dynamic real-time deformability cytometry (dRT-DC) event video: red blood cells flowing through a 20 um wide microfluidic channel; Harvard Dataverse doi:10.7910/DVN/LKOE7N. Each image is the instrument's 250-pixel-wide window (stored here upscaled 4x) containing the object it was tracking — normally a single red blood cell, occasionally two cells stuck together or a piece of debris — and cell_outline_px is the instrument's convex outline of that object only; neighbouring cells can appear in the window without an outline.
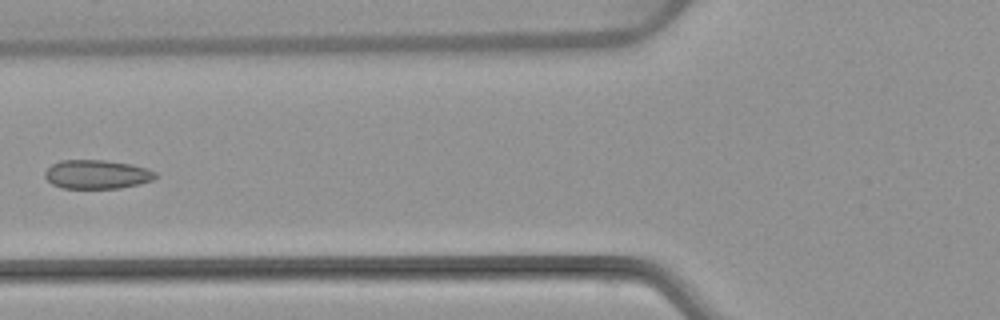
{"species": "common noctule bat (a hibernating species)", "species_latin": "Nyctalus noctula", "temperature_condition": "warm", "stored_images_in_passage": 5, "camera_frame_rate_fps": 3000, "um_per_image_px": 0.085, "animal": {"sex": "female", "body_mass_g": 22.7, "forearm_length_mm": 54.2}, "frame": {"image": 1, "passage_image": 5, "time_ms": 6.333, "image_size_px": [1000, 320], "cell_outline_px": [[160, 176], [152, 180], [140, 184], [120, 188], [64, 188], [52, 184], [44, 176], [44, 172], [52, 164], [60, 160], [104, 160], [132, 164], [148, 168], [156, 172]], "centroid_in_image_um": [8.28, 14.81], "position_along_channel_um": 117.5, "area_um2": 18.79}}